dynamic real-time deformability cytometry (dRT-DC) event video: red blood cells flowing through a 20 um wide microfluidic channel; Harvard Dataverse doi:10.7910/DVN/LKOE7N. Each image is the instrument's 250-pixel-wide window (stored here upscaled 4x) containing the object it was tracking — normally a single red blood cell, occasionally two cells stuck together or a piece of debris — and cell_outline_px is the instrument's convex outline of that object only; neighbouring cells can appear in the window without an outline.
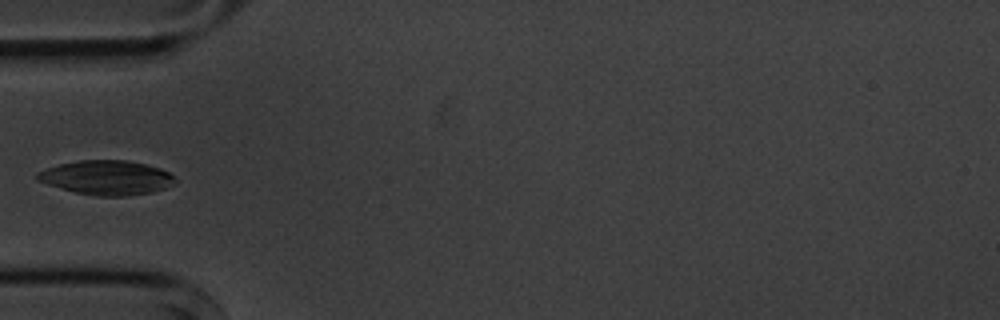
{"species": "common noctule bat (a hibernating species)", "species_latin": "Nyctalus noctula", "temperature_condition": "cold", "stored_images_in_passage": 5, "camera_frame_rate_fps": 3000, "um_per_image_px": 0.085, "animal": {"sex": "male", "body_mass_g": 20.1, "forearm_length_mm": 53.5}, "frame": {"image": 1, "passage_image": 5, "time_ms": 5.333, "image_size_px": [1000, 320], "cell_outline_px": [[176, 184], [168, 188], [152, 192], [128, 196], [96, 196], [76, 192], [48, 184], [36, 180], [36, 172], [60, 164], [80, 160], [128, 160], [148, 164], [160, 168], [168, 172], [176, 180]], "centroid_in_image_um": [9.12, 15.1], "position_along_channel_um": 75.9, "area_um2": 27.69}}